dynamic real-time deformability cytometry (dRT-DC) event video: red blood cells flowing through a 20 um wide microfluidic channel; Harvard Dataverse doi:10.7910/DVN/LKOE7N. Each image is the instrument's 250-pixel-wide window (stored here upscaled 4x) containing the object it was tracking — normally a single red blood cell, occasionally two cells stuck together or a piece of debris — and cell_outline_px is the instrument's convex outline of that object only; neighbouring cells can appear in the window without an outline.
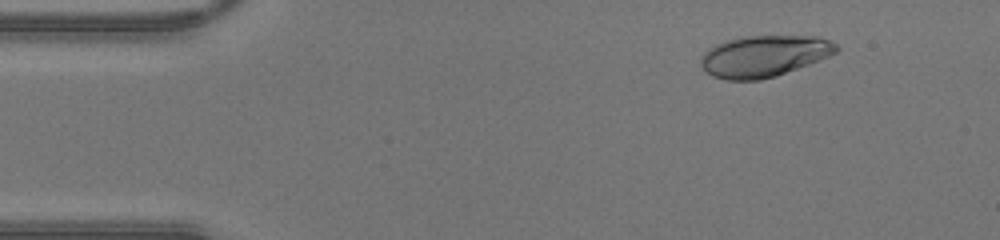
{"species": "human", "species_latin": "Homo sapiens", "temperature_condition": "warm", "stored_images_in_passage": 45, "camera_frame_rate_fps": 3000, "um_per_image_px": 0.085, "donor": {"sex": "male"}, "frame": {"image": 1, "passage_image": 5, "time_ms": 1.333, "image_size_px": [1000, 240], "cell_outline_px": [[840, 48], [836, 52], [828, 56], [808, 64], [776, 76], [760, 80], [724, 80], [712, 76], [700, 64], [700, 56], [708, 48], [716, 44], [728, 40], [748, 36], [816, 36], [828, 40], [836, 44]], "centroid_in_image_um": [64.91, 4.77], "position_along_channel_um": 20.1, "area_um2": 32.54}}
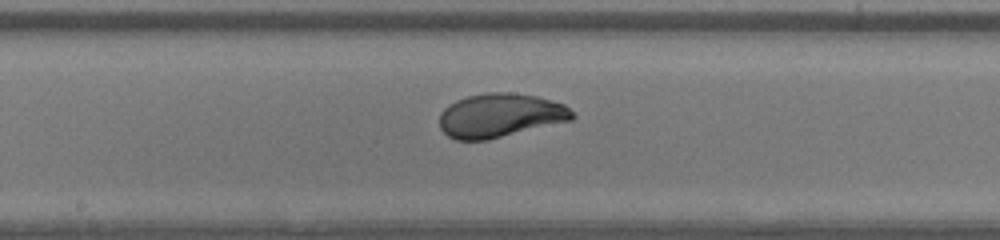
{"frame": {"image": 2, "passage_image": 23, "time_ms": 7.333, "image_size_px": [1000, 240], "cell_outline_px": [[576, 116], [572, 120], [488, 140], [456, 140], [448, 136], [440, 128], [440, 112], [448, 104], [456, 100], [468, 96], [488, 92], [512, 92], [536, 96], [564, 104]], "centroid_in_image_um": [42.49, 9.81], "position_along_channel_um": 205.7, "area_um2": 34.04}}
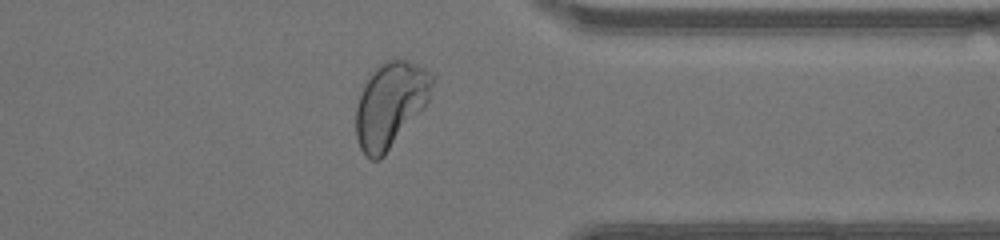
{"frame": {"image": 3, "passage_image": 35, "time_ms": 11.333, "image_size_px": [1000, 240], "cell_outline_px": [[436, 76], [428, 100], [424, 108], [384, 156], [380, 160], [372, 160], [360, 148], [356, 136], [356, 108], [364, 80], [368, 72], [380, 64], [388, 60], [408, 60], [424, 68]], "centroid_in_image_um": [33.18, 8.87], "position_along_channel_um": 378.2, "area_um2": 38.09}}